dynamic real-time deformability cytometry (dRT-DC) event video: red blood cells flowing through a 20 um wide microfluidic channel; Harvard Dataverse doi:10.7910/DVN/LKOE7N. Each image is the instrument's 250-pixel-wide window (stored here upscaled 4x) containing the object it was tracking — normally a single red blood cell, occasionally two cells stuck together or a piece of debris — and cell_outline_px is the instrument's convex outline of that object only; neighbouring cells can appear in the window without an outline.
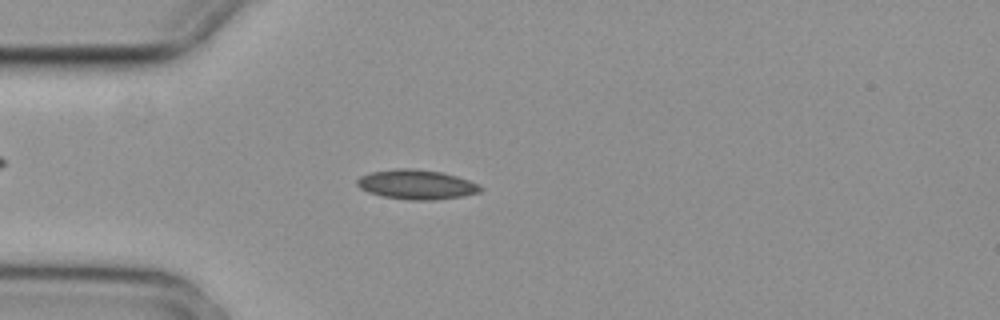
{"species": "common noctule bat (a hibernating species)", "species_latin": "Nyctalus noctula", "temperature_condition": "cold", "stored_images_in_passage": 2, "camera_frame_rate_fps": 3000, "um_per_image_px": 0.085, "animal": {"sex": "female", "body_mass_g": 29.2, "forearm_length_mm": 56.3}, "frame": {"image": 1, "passage_image": 1, "time_ms": 0.0, "image_size_px": [1000, 320], "cell_outline_px": [[484, 188], [480, 192], [464, 196], [436, 200], [408, 200], [380, 196], [368, 192], [360, 188], [356, 184], [356, 180], [360, 176], [372, 172], [396, 168], [412, 168], [444, 172], [468, 180]], "centroid_in_image_um": [35.39, 15.69], "position_along_channel_um": 49.6, "area_um2": 21.44}}